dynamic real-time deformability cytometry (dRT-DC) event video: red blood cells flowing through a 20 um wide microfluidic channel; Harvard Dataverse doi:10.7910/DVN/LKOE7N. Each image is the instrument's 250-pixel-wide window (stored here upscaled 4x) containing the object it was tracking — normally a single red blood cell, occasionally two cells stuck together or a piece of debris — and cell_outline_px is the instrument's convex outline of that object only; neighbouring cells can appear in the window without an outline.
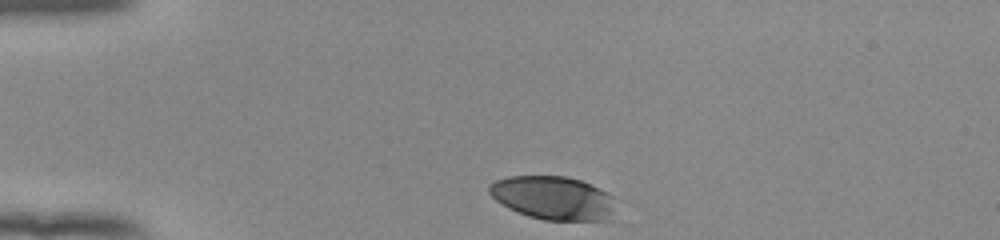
{"species": "human", "species_latin": "Homo sapiens", "temperature_condition": "room temperature", "stored_images_in_passage": 33, "camera_frame_rate_fps": 3000, "um_per_image_px": 0.085, "donor": {"sex": "female"}, "frame": {"image": 1, "passage_image": 1, "time_ms": 0.0, "image_size_px": [1000, 240], "cell_outline_px": [[612, 220], [544, 220], [528, 216], [508, 208], [496, 200], [488, 192], [488, 184], [496, 180], [508, 176], [564, 176], [580, 180], [608, 192], [612, 196]], "centroid_in_image_um": [46.98, 16.82], "position_along_channel_um": 38.0, "area_um2": 31.96}}
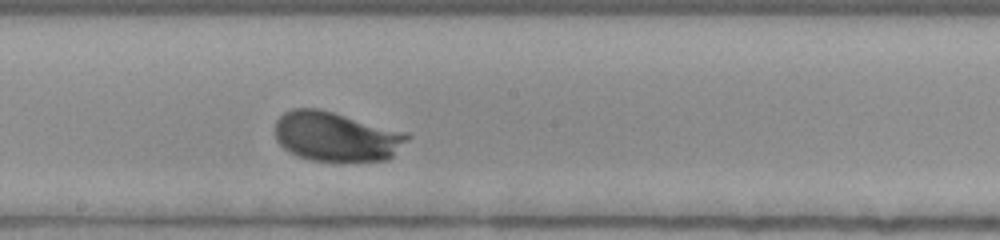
{"frame": {"image": 2, "passage_image": 19, "time_ms": 6.0, "image_size_px": [1000, 240], "cell_outline_px": [[412, 136], [388, 160], [312, 160], [288, 152], [276, 140], [276, 120], [284, 112], [292, 108], [320, 108], [408, 132]], "centroid_in_image_um": [28.59, 11.58], "position_along_channel_um": 219.6, "area_um2": 38.15}}
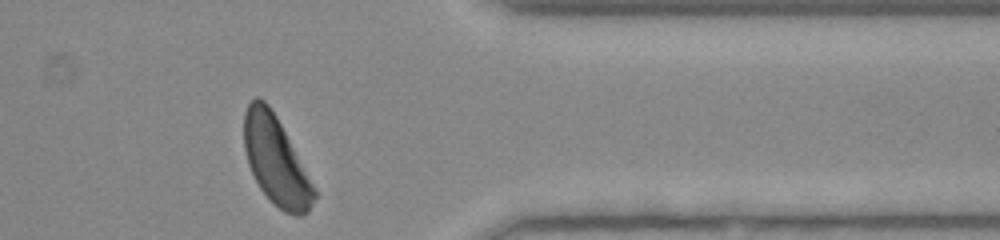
{"frame": {"image": 3, "passage_image": 33, "time_ms": 10.667, "image_size_px": [1000, 240], "cell_outline_px": [[316, 196], [308, 212], [300, 216], [296, 216], [284, 212], [260, 188], [248, 164], [244, 148], [244, 112], [248, 104], [256, 96], [264, 100], [268, 104], [276, 116], [316, 188]], "centroid_in_image_um": [23.46, 13.65], "position_along_channel_um": 387.9, "area_um2": 35.6}, "authors_computed_cell_mechanics": {"area_um2": 37.2232, "velocity_mm_per_s": 3.8488, "shape_relaxation_time_tau1_ms": 2.449, "shape_relaxation_time_tau2_ms": null, "deformation_change_tau1": 0.1554, "deformation_change_tau2": null}}